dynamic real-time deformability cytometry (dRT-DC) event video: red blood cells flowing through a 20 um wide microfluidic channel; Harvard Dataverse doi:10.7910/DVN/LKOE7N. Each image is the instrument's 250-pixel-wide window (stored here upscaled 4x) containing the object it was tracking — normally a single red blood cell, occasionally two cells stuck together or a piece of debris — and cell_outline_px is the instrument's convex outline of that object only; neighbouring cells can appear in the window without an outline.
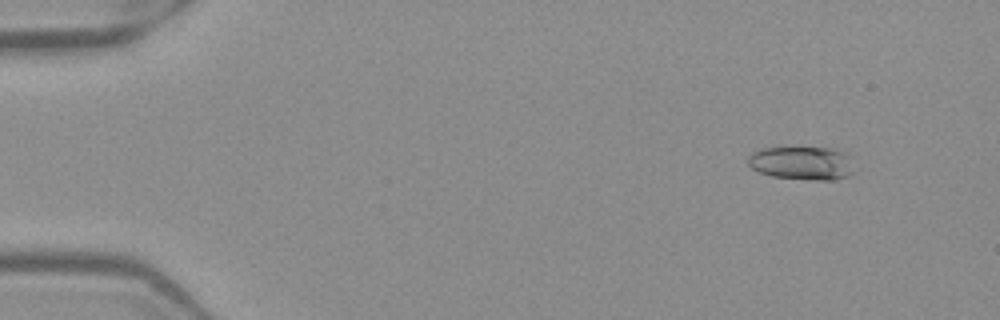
{"species": "Egyptian fruit bat (a non-hibernating species)", "species_latin": "Rousettus aegyptiacus", "temperature_condition": "warm", "stored_images_in_passage": 52, "camera_frame_rate_fps": 3000, "um_per_image_px": 0.085, "frame": {"image": 1, "passage_image": 5, "time_ms": 1.333, "image_size_px": [1000, 320], "cell_outline_px": [[856, 172], [848, 176], [836, 180], [812, 180], [772, 176], [760, 172], [752, 168], [748, 164], [748, 156], [752, 152], [764, 148], [832, 148], [848, 152]], "centroid_in_image_um": [68.24, 13.87], "position_along_channel_um": 16.8, "area_um2": 20.98}}
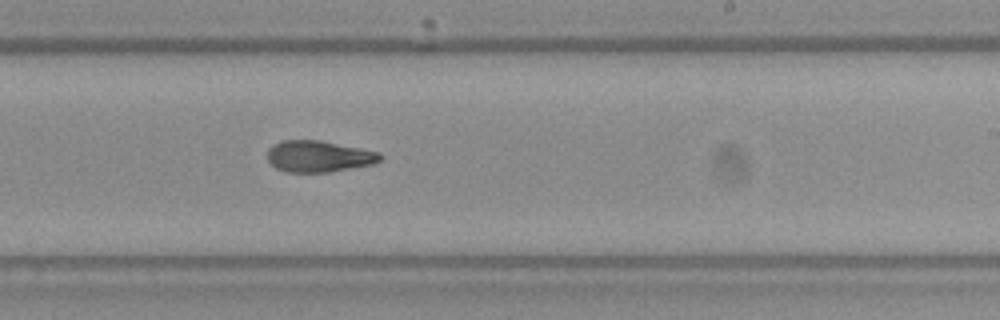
{"frame": {"image": 2, "passage_image": 32, "time_ms": 10.333, "image_size_px": [1000, 320], "cell_outline_px": [[384, 156], [376, 164], [328, 172], [288, 172], [276, 168], [268, 160], [268, 148], [272, 144], [280, 140], [320, 140], [380, 152]], "centroid_in_image_um": [27.11, 13.28], "position_along_channel_um": 261.9, "area_um2": 20.81}}
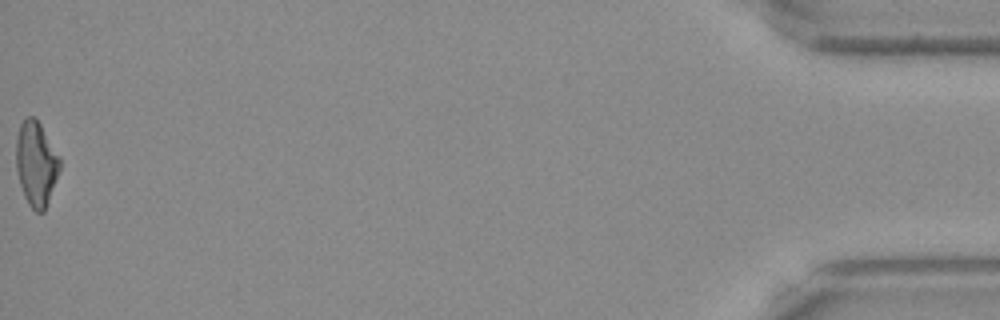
{"frame": {"image": 3, "passage_image": 52, "time_ms": 17.0, "image_size_px": [1000, 320], "cell_outline_px": [[60, 168], [44, 212], [36, 212], [28, 204], [24, 196], [20, 184], [16, 168], [16, 140], [20, 124], [28, 116], [36, 116], [60, 156]], "centroid_in_image_um": [3.07, 13.88], "position_along_channel_um": 432.1, "area_um2": 21.56}, "authors_computed_cell_mechanics": {"area_um2": 21.2415, "velocity_mm_per_s": 3.9938, "shape_relaxation_time_tau1_ms": 7.8047, "shape_relaxation_time_tau2_ms": 3.6498, "deformation_change_tau1": 0.1997, "deformation_change_tau2": 0.1197}}